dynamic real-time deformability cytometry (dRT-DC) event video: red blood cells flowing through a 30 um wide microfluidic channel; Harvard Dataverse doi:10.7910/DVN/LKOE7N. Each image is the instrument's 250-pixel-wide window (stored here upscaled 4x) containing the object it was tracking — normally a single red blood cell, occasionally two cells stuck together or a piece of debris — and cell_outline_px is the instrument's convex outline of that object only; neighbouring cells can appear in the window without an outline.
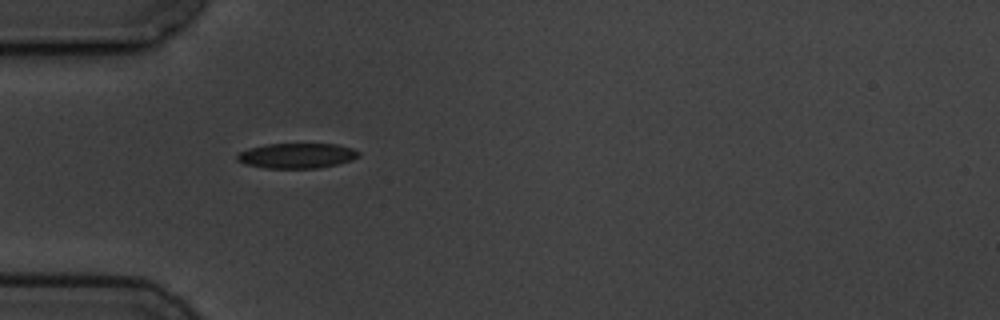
{"species": "common noctule bat (a hibernating species)", "species_latin": "Nyctalus noctula", "temperature_condition": "cold", "stored_images_in_passage": 3, "camera_frame_rate_fps": 3000, "um_per_image_px": 0.085, "animal": {"sex": "male", "body_mass_g": 19.5, "forearm_length_mm": 54.6}, "frame": {"image": 1, "passage_image": 1, "time_ms": 0.0, "image_size_px": [1000, 320], "cell_outline_px": [[360, 156], [352, 160], [320, 168], [264, 168], [244, 164], [236, 160], [236, 156], [240, 152], [248, 148], [268, 144], [336, 144], [352, 148], [360, 152]], "centroid_in_image_um": [25.22, 13.24], "position_along_channel_um": 59.8, "area_um2": 17.86}}
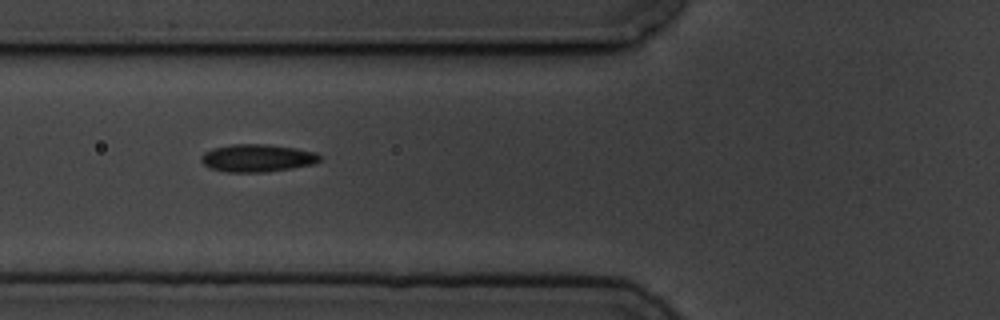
{"frame": {"image": 2, "passage_image": 2, "time_ms": 1.333, "image_size_px": [1000, 320], "cell_outline_px": [[320, 160], [316, 164], [292, 168], [264, 172], [228, 172], [208, 168], [200, 160], [200, 156], [204, 152], [212, 148], [232, 144], [268, 144], [296, 148], [316, 152], [320, 156]], "centroid_in_image_um": [21.86, 13.43], "position_along_channel_um": 103.9, "area_um2": 19.31}}
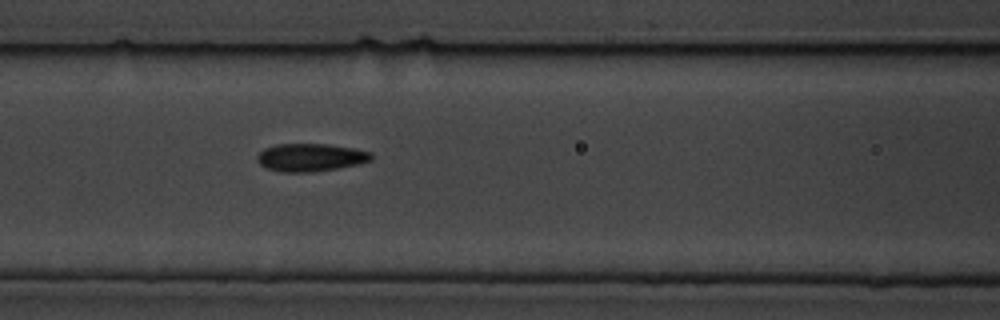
{"frame": {"image": 3, "passage_image": 3, "time_ms": 2.333, "image_size_px": [1000, 320], "cell_outline_px": [[372, 160], [356, 164], [336, 168], [312, 172], [280, 172], [268, 168], [260, 164], [256, 160], [256, 156], [264, 148], [276, 144], [328, 144], [356, 148], [372, 152]], "centroid_in_image_um": [26.39, 13.37], "position_along_channel_um": 140.2, "area_um2": 18.55}}